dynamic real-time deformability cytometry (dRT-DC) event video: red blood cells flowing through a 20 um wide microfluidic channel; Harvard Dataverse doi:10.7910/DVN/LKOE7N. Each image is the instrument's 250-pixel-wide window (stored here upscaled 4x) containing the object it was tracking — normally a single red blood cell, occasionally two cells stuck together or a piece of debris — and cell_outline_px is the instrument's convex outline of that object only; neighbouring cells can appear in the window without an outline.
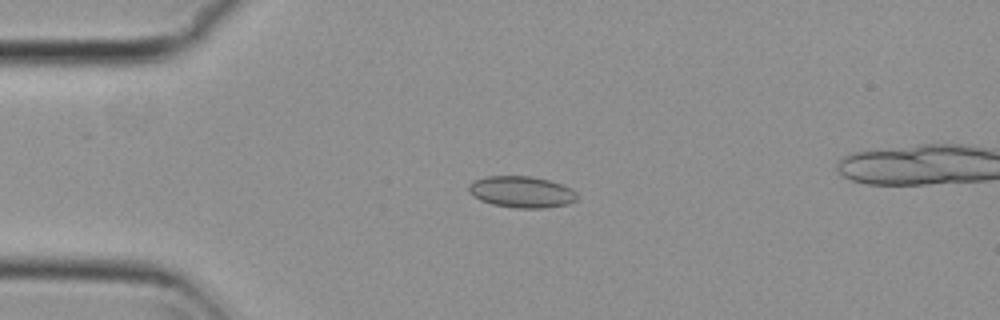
{"species": "common noctule bat (a hibernating species)", "species_latin": "Nyctalus noctula", "temperature_condition": "cold", "stored_images_in_passage": 20, "camera_frame_rate_fps": 3000, "um_per_image_px": 0.085, "animal": {"sex": "female", "body_mass_g": 29.2, "forearm_length_mm": 56.3}, "frame": {"image": 1, "passage_image": 1, "time_ms": 0.0, "image_size_px": [1000, 320], "cell_outline_px": [[580, 196], [576, 200], [568, 204], [544, 208], [512, 208], [492, 204], [480, 200], [472, 196], [468, 192], [468, 184], [476, 180], [488, 176], [532, 176], [548, 180], [572, 188]], "centroid_in_image_um": [44.34, 16.32], "position_along_channel_um": 40.7, "area_um2": 20.06}}
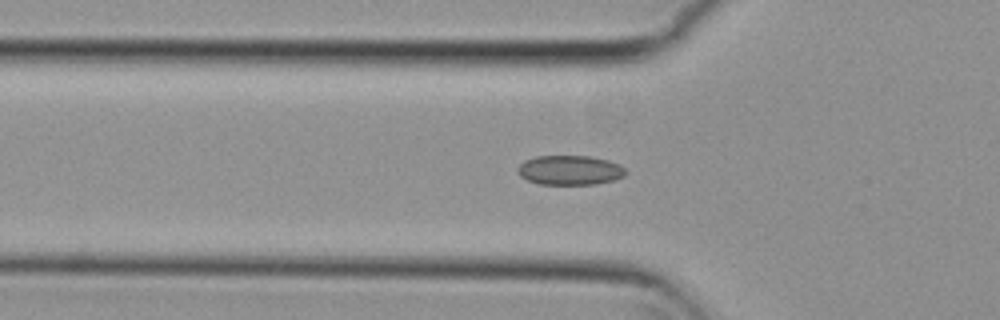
{"frame": {"image": 2, "passage_image": 6, "time_ms": 1.667, "image_size_px": [1000, 320], "cell_outline_px": [[624, 176], [616, 180], [596, 184], [540, 184], [528, 180], [520, 176], [516, 172], [516, 168], [524, 160], [536, 156], [592, 156], [608, 160], [620, 164], [624, 168]], "centroid_in_image_um": [48.42, 14.46], "position_along_channel_um": 77.4, "area_um2": 18.73}}
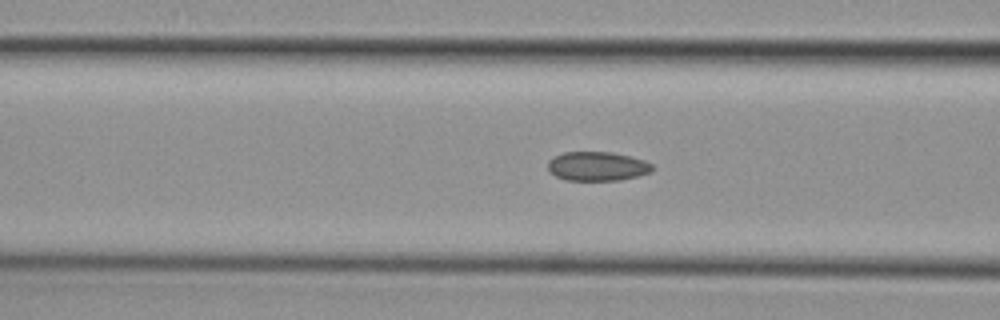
{"frame": {"image": 3, "passage_image": 9, "time_ms": 2.667, "image_size_px": [1000, 320], "cell_outline_px": [[656, 168], [652, 172], [620, 180], [564, 180], [548, 172], [548, 160], [552, 156], [564, 152], [612, 152], [632, 156], [644, 160], [652, 164]], "centroid_in_image_um": [50.77, 14.12], "position_along_channel_um": 115.8, "area_um2": 18.03}}